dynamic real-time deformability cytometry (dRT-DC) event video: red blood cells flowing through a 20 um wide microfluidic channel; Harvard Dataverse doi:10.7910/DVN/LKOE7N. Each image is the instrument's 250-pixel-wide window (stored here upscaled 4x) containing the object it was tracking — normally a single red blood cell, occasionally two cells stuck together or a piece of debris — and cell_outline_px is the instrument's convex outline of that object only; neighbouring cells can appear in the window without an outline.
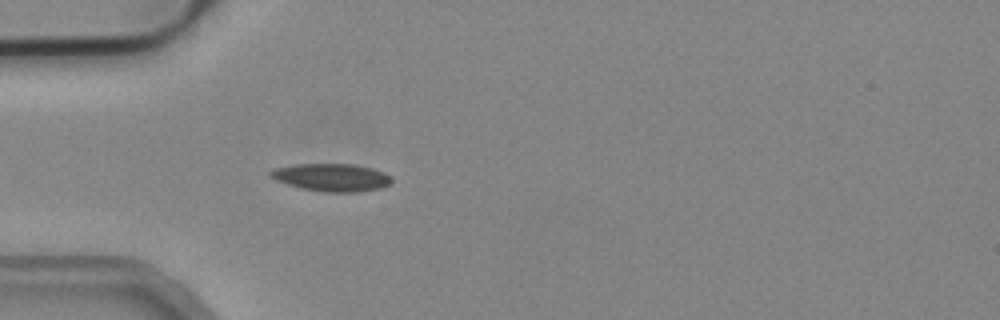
{"species": "common noctule bat (a hibernating species)", "species_latin": "Nyctalus noctula", "temperature_condition": "cold", "stored_images_in_passage": 36, "camera_frame_rate_fps": 3000, "um_per_image_px": 0.085, "animal": {"sex": "male", "body_mass_g": 19.2, "forearm_length_mm": 51.8}, "frame": {"image": 1, "passage_image": 5, "time_ms": 1.333, "image_size_px": [1000, 320], "cell_outline_px": [[392, 184], [384, 188], [356, 192], [324, 192], [300, 188], [276, 180], [268, 176], [268, 172], [272, 168], [296, 164], [356, 164], [372, 168], [384, 172], [392, 176]], "centroid_in_image_um": [28.21, 15.08], "position_along_channel_um": 56.8, "area_um2": 19.94}}
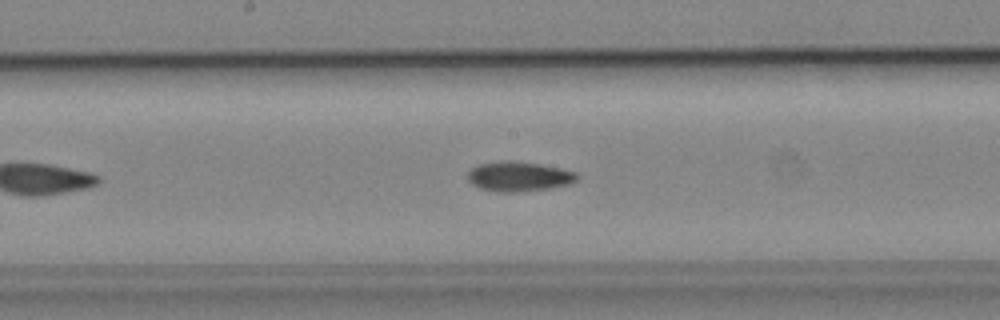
{"frame": {"image": 2, "passage_image": 17, "time_ms": 5.333, "image_size_px": [1000, 320], "cell_outline_px": [[580, 176], [576, 180], [568, 184], [548, 188], [516, 192], [496, 192], [480, 188], [472, 184], [468, 180], [468, 172], [472, 168], [480, 164], [504, 160], [512, 160], [540, 164], [560, 168], [576, 172]], "centroid_in_image_um": [44.09, 14.99], "position_along_channel_um": 204.1, "area_um2": 18.9}}
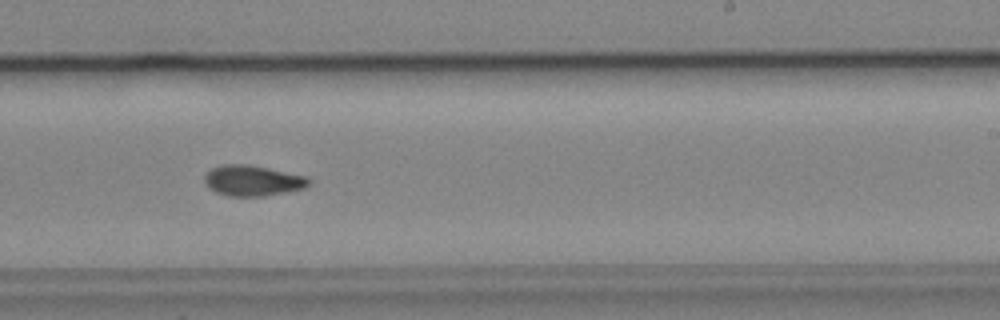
{"frame": {"image": 3, "passage_image": 22, "time_ms": 7.0, "image_size_px": [1000, 320], "cell_outline_px": [[312, 180], [304, 188], [260, 196], [228, 196], [216, 192], [204, 180], [204, 176], [212, 168], [220, 164], [248, 164], [308, 176]], "centroid_in_image_um": [21.48, 15.33], "position_along_channel_um": 267.5, "area_um2": 18.38}, "authors_computed_cell_mechanics": {"area_um2": 18.1203, "velocity_mm_per_s": 3.8158, "shape_relaxation_time_tau1_ms": 8.5609, "shape_relaxation_time_tau2_ms": 5.8361, "deformation_change_tau1": 0.1732, "deformation_change_tau2": 0.1211}}